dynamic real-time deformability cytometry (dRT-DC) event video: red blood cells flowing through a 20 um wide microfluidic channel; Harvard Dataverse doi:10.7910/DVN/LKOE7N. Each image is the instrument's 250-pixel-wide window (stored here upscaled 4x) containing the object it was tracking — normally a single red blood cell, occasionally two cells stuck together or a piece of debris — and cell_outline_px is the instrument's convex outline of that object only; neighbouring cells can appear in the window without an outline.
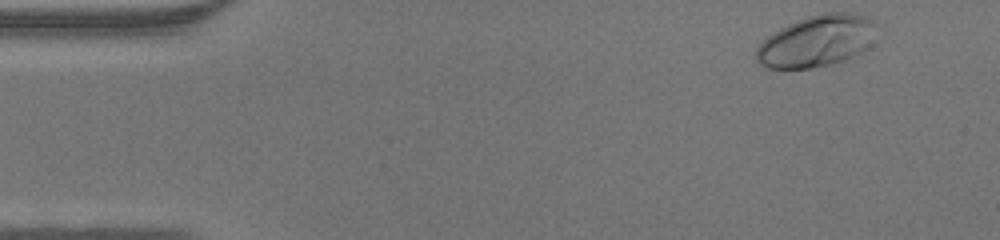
{"species": "human", "species_latin": "Homo sapiens", "temperature_condition": "warm", "stored_images_in_passage": 44, "camera_frame_rate_fps": 3000, "um_per_image_px": 0.085, "donor": {"sex": "male"}, "frame": {"image": 1, "passage_image": 1, "time_ms": 0.0, "image_size_px": [1000, 240], "cell_outline_px": [[884, 28], [860, 52], [844, 60], [812, 68], [768, 68], [760, 64], [756, 60], [756, 48], [768, 36], [780, 28], [788, 24], [808, 16], [820, 12], [852, 12], [868, 16], [880, 20]], "centroid_in_image_um": [69.54, 3.43], "position_along_channel_um": 15.5, "area_um2": 36.76}}
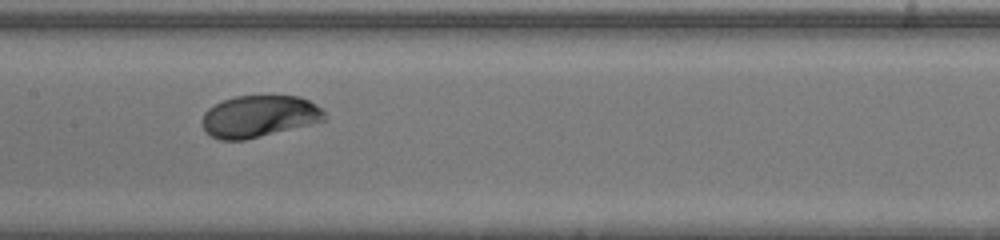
{"frame": {"image": 2, "passage_image": 20, "time_ms": 6.333, "image_size_px": [1000, 240], "cell_outline_px": [[328, 120], [312, 124], [244, 140], [220, 140], [212, 136], [204, 128], [200, 120], [204, 112], [208, 108], [224, 100], [236, 96], [300, 96], [316, 104], [328, 116]], "centroid_in_image_um": [22.05, 9.89], "position_along_channel_um": 185.4, "area_um2": 29.88}}
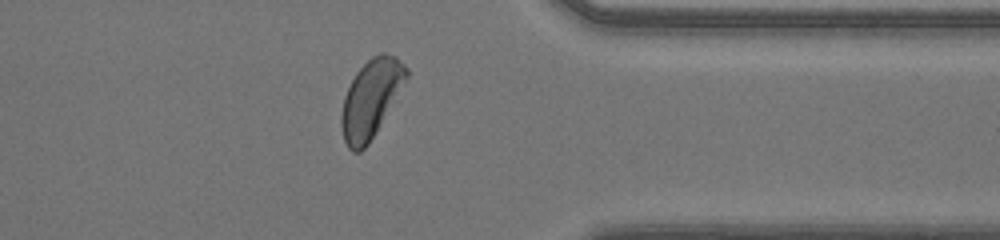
{"frame": {"image": 3, "passage_image": 34, "time_ms": 11.0, "image_size_px": [1000, 240], "cell_outline_px": [[408, 76], [368, 144], [360, 152], [352, 152], [348, 148], [344, 140], [340, 124], [340, 116], [344, 96], [356, 72], [372, 56], [380, 52], [384, 52], [396, 56], [408, 68]], "centroid_in_image_um": [31.5, 8.37], "position_along_channel_um": 379.9, "area_um2": 29.02}}